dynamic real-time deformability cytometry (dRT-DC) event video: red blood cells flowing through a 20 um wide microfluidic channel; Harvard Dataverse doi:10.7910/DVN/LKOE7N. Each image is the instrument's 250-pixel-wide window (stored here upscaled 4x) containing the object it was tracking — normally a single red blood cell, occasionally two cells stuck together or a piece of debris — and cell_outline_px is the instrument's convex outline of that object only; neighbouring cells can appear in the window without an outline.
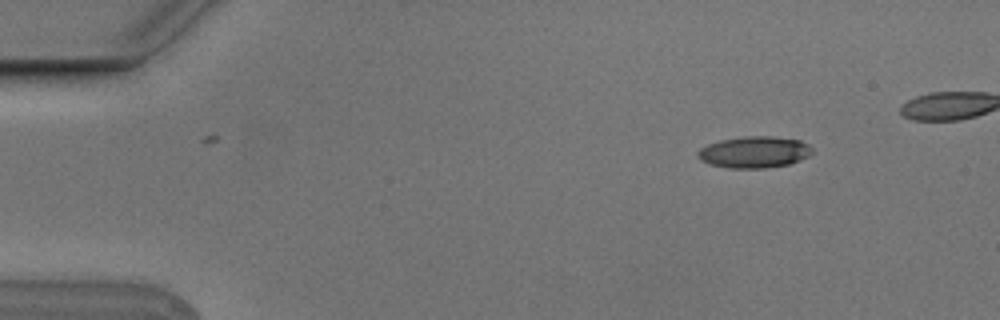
{"species": "Egyptian fruit bat (a non-hibernating species)", "species_latin": "Rousettus aegyptiacus", "temperature_condition": "cold", "stored_images_in_passage": 5, "camera_frame_rate_fps": 3000, "um_per_image_px": 0.085, "animal": {"sex": "male"}, "frame": {"image": 1, "passage_image": 1, "time_ms": 0.0, "image_size_px": [1000, 320], "cell_outline_px": [[812, 152], [808, 156], [800, 160], [788, 164], [764, 168], [728, 168], [712, 164], [700, 160], [696, 156], [696, 152], [700, 148], [708, 144], [720, 140], [744, 136], [772, 136], [800, 140], [808, 144], [812, 148]], "centroid_in_image_um": [64.1, 12.92], "position_along_channel_um": 20.9, "area_um2": 21.04}}